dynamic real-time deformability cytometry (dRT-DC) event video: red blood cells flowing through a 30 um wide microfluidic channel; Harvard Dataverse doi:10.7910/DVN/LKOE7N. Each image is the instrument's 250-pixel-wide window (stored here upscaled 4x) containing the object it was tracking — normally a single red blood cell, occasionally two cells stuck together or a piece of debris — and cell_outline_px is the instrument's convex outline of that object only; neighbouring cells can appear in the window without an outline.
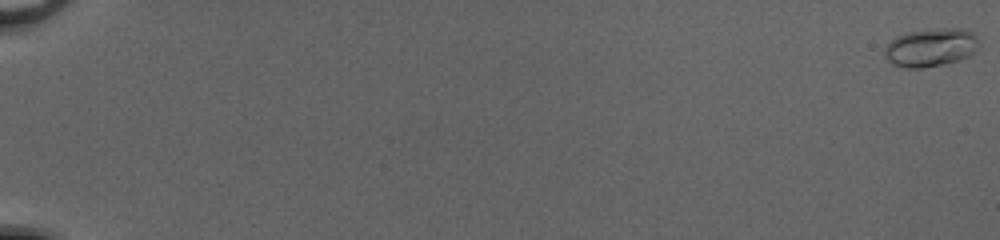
{"species": "common noctule bat (a hibernating species)", "species_latin": "Nyctalus noctula", "temperature_condition": "cold", "stored_images_in_passage": 53, "camera_frame_rate_fps": 3000, "um_per_image_px": 0.085, "animal": {"sex": "female", "body_mass_g": 20.0, "forearm_length_mm": 54.0}, "frame": {"image": 1, "passage_image": 1, "time_ms": 0.0, "image_size_px": [1000, 240], "cell_outline_px": [[980, 44], [976, 52], [960, 60], [944, 64], [924, 68], [904, 68], [892, 64], [884, 56], [884, 48], [896, 36], [908, 32], [944, 28], [964, 28], [972, 32], [976, 36]], "centroid_in_image_um": [79.14, 4.04], "position_along_channel_um": 5.9, "area_um2": 21.27}}
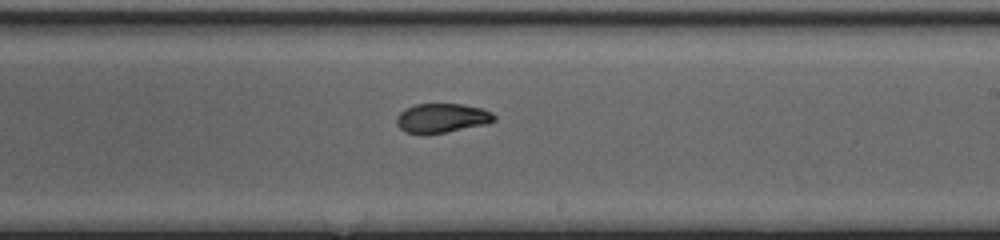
{"frame": {"image": 2, "passage_image": 35, "time_ms": 11.333, "image_size_px": [1000, 240], "cell_outline_px": [[496, 120], [484, 124], [444, 132], [404, 132], [396, 124], [396, 116], [404, 108], [416, 104], [460, 104], [480, 108], [492, 112], [496, 116]], "centroid_in_image_um": [37.54, 10.0], "position_along_channel_um": 251.5, "area_um2": 16.24}}
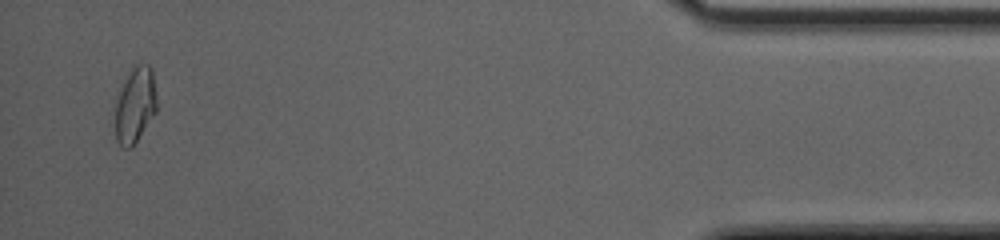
{"frame": {"image": 3, "passage_image": 52, "time_ms": 17.0, "image_size_px": [1000, 240], "cell_outline_px": [[156, 112], [132, 148], [124, 148], [116, 140], [116, 100], [124, 80], [132, 68], [136, 64], [148, 64], [152, 68], [156, 96]], "centroid_in_image_um": [11.5, 8.93], "position_along_channel_um": 423.7, "area_um2": 18.21}, "authors_computed_cell_mechanics": {"area_um2": 17.2822, "velocity_mm_per_s": 4.1672, "shape_relaxation_time_tau1_ms": 7.2642, "shape_relaxation_time_tau2_ms": 1.287, "deformation_change_tau1": 0.2076, "deformation_change_tau2": 0.0569}}